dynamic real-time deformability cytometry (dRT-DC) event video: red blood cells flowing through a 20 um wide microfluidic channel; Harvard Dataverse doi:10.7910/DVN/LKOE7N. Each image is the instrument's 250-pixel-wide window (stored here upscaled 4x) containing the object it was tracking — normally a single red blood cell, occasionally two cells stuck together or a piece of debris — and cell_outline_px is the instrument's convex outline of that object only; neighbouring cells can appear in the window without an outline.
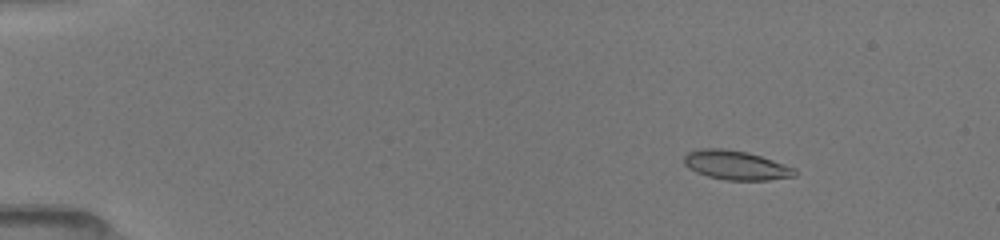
{"species": "common noctule bat (a hibernating species)", "species_latin": "Nyctalus noctula", "temperature_condition": "room temperature", "stored_images_in_passage": 48, "camera_frame_rate_fps": 3000, "um_per_image_px": 0.085, "animal": {"sex": "female", "body_mass_g": 19.5, "forearm_length_mm": 54.1}, "frame": {"image": 1, "passage_image": 4, "time_ms": 1.0, "image_size_px": [1000, 240], "cell_outline_px": [[796, 176], [768, 180], [724, 180], [708, 176], [696, 172], [688, 168], [684, 164], [684, 156], [688, 152], [704, 148], [724, 148], [748, 152], [796, 168]], "centroid_in_image_um": [62.55, 14.04], "position_along_channel_um": 22.5, "area_um2": 18.84}}
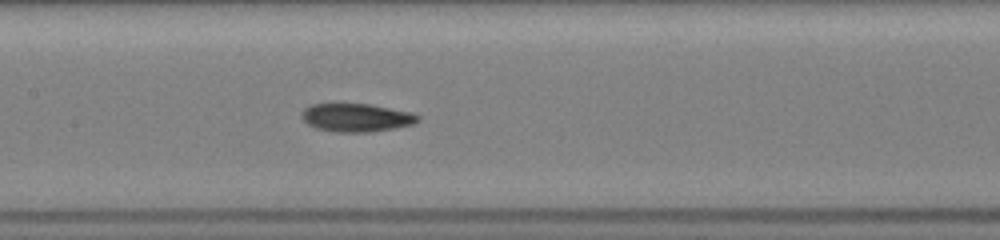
{"frame": {"image": 2, "passage_image": 23, "time_ms": 7.333, "image_size_px": [1000, 240], "cell_outline_px": [[420, 120], [412, 124], [396, 128], [372, 132], [336, 132], [316, 128], [308, 124], [300, 116], [300, 112], [308, 104], [368, 104], [412, 112], [420, 116]], "centroid_in_image_um": [30.28, 10.0], "position_along_channel_um": 177.1, "area_um2": 19.25}}
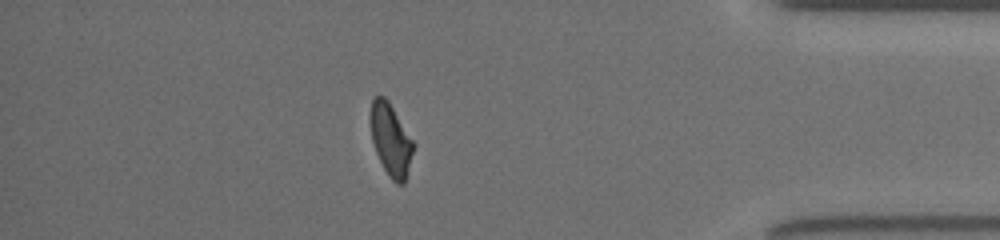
{"frame": {"image": 3, "passage_image": 42, "time_ms": 13.667, "image_size_px": [1000, 240], "cell_outline_px": [[416, 144], [404, 184], [396, 184], [388, 176], [376, 152], [372, 140], [368, 116], [372, 100], [376, 96], [384, 96], [388, 100]], "centroid_in_image_um": [33.21, 11.87], "position_along_channel_um": 402.0, "area_um2": 18.38}, "authors_computed_cell_mechanics": {"area_um2": 18.8717, "velocity_mm_per_s": 4.0608, "shape_relaxation_time_tau1_ms": null, "shape_relaxation_time_tau2_ms": 3.4625, "deformation_change_tau1": null, "deformation_change_tau2": 0.1035}}